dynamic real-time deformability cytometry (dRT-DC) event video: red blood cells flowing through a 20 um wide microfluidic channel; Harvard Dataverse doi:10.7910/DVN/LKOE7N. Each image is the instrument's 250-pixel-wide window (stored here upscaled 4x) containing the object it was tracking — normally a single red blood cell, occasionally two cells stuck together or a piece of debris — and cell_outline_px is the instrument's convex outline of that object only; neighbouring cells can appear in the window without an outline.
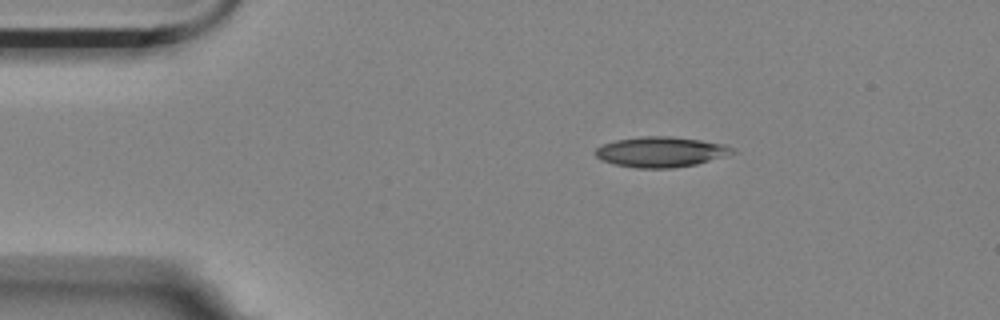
{"species": "Egyptian fruit bat (a non-hibernating species)", "species_latin": "Rousettus aegyptiacus", "temperature_condition": "room temperature", "stored_images_in_passage": 4, "camera_frame_rate_fps": 3000, "um_per_image_px": 0.085, "animal": {"sex": "female"}, "frame": {"image": 1, "passage_image": 1, "time_ms": 0.0, "image_size_px": [1000, 320], "cell_outline_px": [[736, 152], [696, 164], [672, 168], [636, 168], [616, 164], [600, 160], [592, 152], [596, 148], [604, 144], [616, 140], [640, 136], [672, 136], [700, 140], [724, 144], [736, 148]], "centroid_in_image_um": [56.15, 12.9], "position_along_channel_um": 28.9, "area_um2": 24.22}}
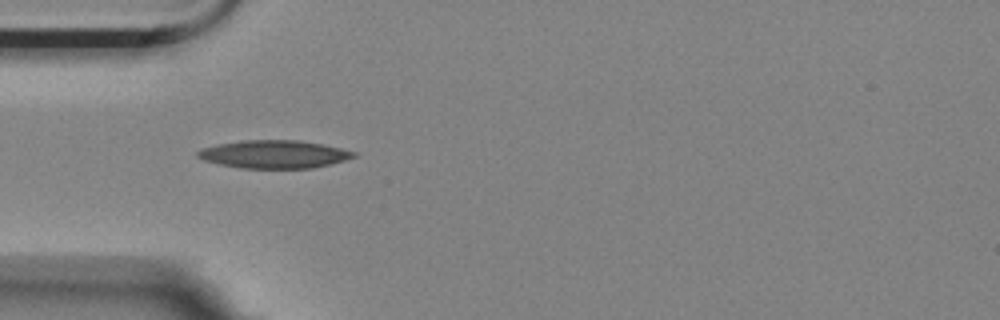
{"frame": {"image": 2, "passage_image": 3, "time_ms": 0.667, "image_size_px": [1000, 320], "cell_outline_px": [[360, 152], [356, 156], [332, 164], [312, 168], [240, 168], [220, 164], [204, 160], [196, 156], [196, 152], [204, 148], [216, 144], [240, 140], [300, 140]], "centroid_in_image_um": [23.31, 13.11], "position_along_channel_um": 61.7, "area_um2": 25.49}}
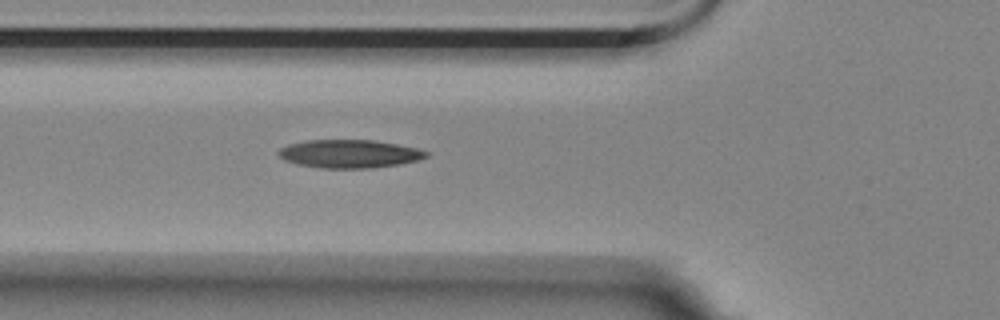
{"frame": {"image": 3, "passage_image": 4, "time_ms": 1.0, "image_size_px": [1000, 320], "cell_outline_px": [[428, 156], [416, 160], [400, 164], [368, 168], [320, 168], [296, 164], [284, 160], [276, 152], [280, 148], [288, 144], [308, 140], [372, 140], [396, 144], [416, 148], [428, 152]], "centroid_in_image_um": [29.65, 13.07], "position_along_channel_um": 96.2, "area_um2": 24.16}}